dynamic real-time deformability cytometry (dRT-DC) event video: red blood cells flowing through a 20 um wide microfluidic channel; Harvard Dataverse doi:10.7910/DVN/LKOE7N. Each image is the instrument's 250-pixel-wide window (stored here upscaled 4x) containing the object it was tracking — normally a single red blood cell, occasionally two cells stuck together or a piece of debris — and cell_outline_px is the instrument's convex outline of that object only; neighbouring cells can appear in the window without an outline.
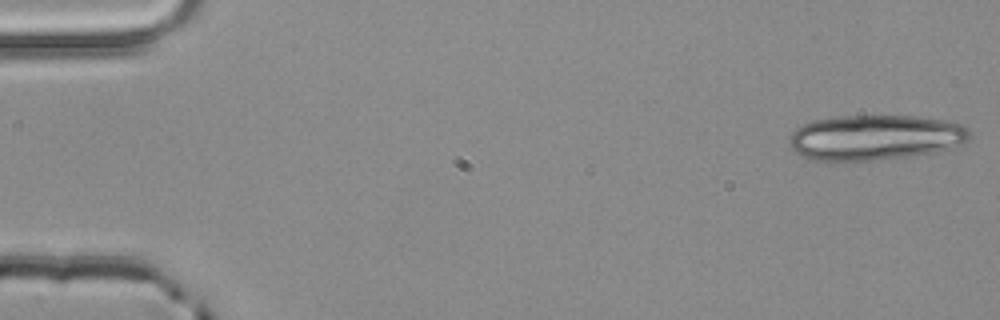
{"species": "common noctule bat (a hibernating species)", "species_latin": "Nyctalus noctula", "temperature_condition": "room temperature", "stored_images_in_passage": 4, "camera_frame_rate_fps": 3000, "um_per_image_px": 0.085, "animal": {"sex": "male", "body_mass_g": 20.4}, "frame": {"image": 1, "passage_image": 1, "time_ms": 0.0, "image_size_px": [1000, 320], "cell_outline_px": [[972, 136], [964, 144], [952, 148], [932, 152], [908, 156], [876, 160], [812, 160], [796, 152], [788, 144], [788, 140], [792, 132], [800, 124], [812, 120], [836, 116], [916, 116], [944, 120], [964, 124], [972, 132]], "centroid_in_image_um": [74.41, 11.67], "position_along_channel_um": 10.6, "area_um2": 47.92}}